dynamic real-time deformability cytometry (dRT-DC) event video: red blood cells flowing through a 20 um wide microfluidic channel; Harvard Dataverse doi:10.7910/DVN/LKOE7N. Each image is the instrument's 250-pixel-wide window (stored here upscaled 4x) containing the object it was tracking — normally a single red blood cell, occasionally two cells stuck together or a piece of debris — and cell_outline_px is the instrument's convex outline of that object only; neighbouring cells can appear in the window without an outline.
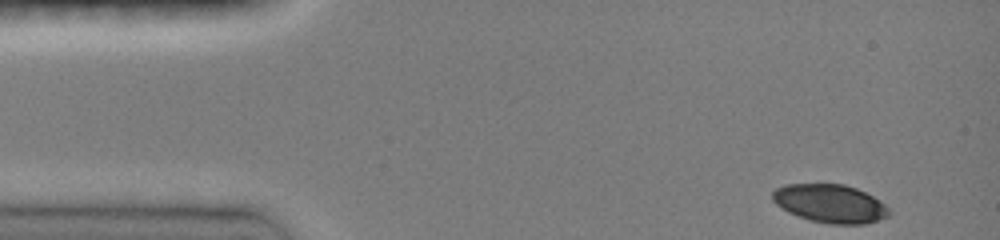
{"species": "common noctule bat (a hibernating species)", "species_latin": "Nyctalus noctula", "temperature_condition": "room temperature", "stored_images_in_passage": 21, "camera_frame_rate_fps": 3000, "um_per_image_px": 0.085, "animal": {"sex": "female", "body_mass_g": 19.0, "forearm_length_mm": 51.5}, "frame": {"image": 1, "passage_image": 1, "time_ms": 0.0, "image_size_px": [1000, 240], "cell_outline_px": [[892, 212], [888, 216], [864, 224], [828, 224], [812, 220], [788, 212], [776, 204], [772, 200], [772, 192], [776, 188], [784, 184], [844, 184], [856, 188], [872, 196], [884, 204]], "centroid_in_image_um": [70.55, 17.29], "position_along_channel_um": 14.5, "area_um2": 25.89}}
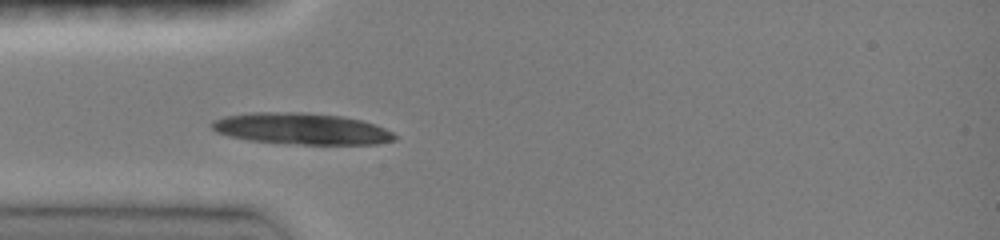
{"frame": {"image": 2, "passage_image": 9, "time_ms": 3.333, "image_size_px": [1000, 240], "cell_outline_px": [[396, 140], [376, 144], [300, 144], [248, 140], [228, 136], [216, 132], [212, 128], [212, 120], [224, 116], [252, 112], [300, 112], [344, 116], [360, 120], [384, 128], [392, 132], [396, 136]], "centroid_in_image_um": [25.6, 10.94], "position_along_channel_um": 59.4, "area_um2": 33.35}}